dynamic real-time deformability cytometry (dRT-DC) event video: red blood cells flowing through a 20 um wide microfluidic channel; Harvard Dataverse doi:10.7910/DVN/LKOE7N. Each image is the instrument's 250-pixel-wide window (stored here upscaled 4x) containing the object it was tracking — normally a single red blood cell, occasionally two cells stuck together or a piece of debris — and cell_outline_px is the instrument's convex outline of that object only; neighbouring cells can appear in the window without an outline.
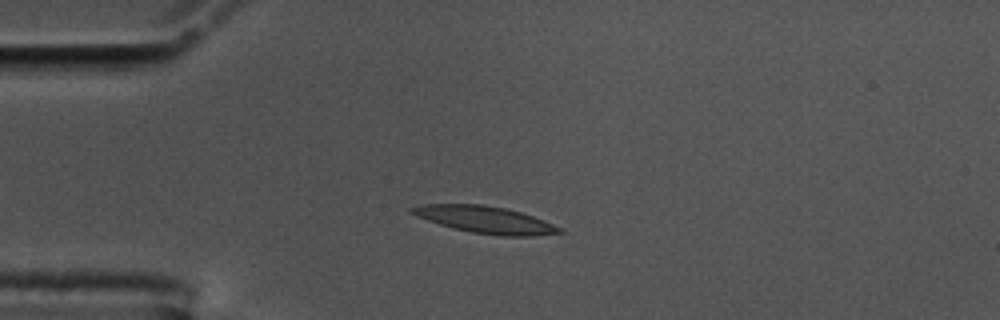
{"species": "common noctule bat (a hibernating species)", "species_latin": "Nyctalus noctula", "temperature_condition": "cold", "stored_images_in_passage": 49, "camera_frame_rate_fps": 3000, "um_per_image_px": 0.085, "animal": {"sex": "male", "body_mass_g": 17.5, "forearm_length_mm": 52.3}, "frame": {"image": 1, "passage_image": 13, "time_ms": 4.0, "image_size_px": [1000, 320], "cell_outline_px": [[564, 232], [532, 236], [500, 236], [472, 232], [452, 228], [416, 216], [408, 212], [408, 208], [420, 204], [484, 204], [504, 208], [520, 212], [544, 220], [564, 228]], "centroid_in_image_um": [41.24, 18.67], "position_along_channel_um": 43.8, "area_um2": 23.29}}
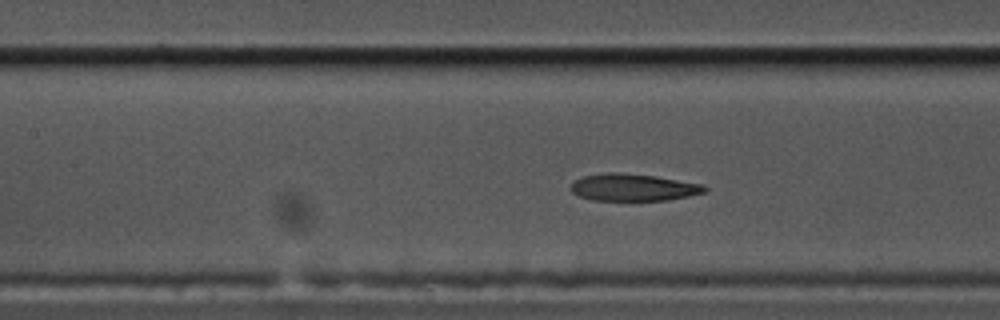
{"frame": {"image": 2, "passage_image": 24, "time_ms": 7.667, "image_size_px": [1000, 320], "cell_outline_px": [[708, 188], [704, 192], [688, 196], [668, 200], [632, 204], [592, 200], [580, 196], [572, 192], [568, 188], [576, 180], [584, 176], [608, 172], [616, 172], [656, 176], [704, 184]], "centroid_in_image_um": [53.82, 15.98], "position_along_channel_um": 153.6, "area_um2": 22.2}}
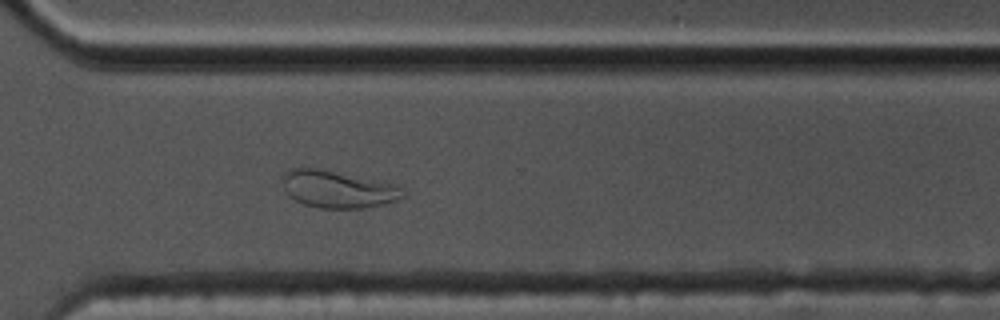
{"frame": {"image": 3, "passage_image": 40, "time_ms": 13.0, "image_size_px": [1000, 320], "cell_outline_px": [[408, 196], [396, 200], [364, 208], [320, 208], [304, 204], [288, 196], [280, 180], [280, 176], [284, 172], [292, 168], [316, 168], [392, 184], [400, 188]], "centroid_in_image_um": [28.63, 16.09], "position_along_channel_um": 342.0, "area_um2": 25.78}, "authors_computed_cell_mechanics": {"area_um2": 22.3108, "velocity_mm_per_s": 3.5385, "shape_relaxation_time_tau1_ms": 5.1843, "shape_relaxation_time_tau2_ms": 2.6456, "deformation_change_tau1": 0.1927, "deformation_change_tau2": 0.0878}}